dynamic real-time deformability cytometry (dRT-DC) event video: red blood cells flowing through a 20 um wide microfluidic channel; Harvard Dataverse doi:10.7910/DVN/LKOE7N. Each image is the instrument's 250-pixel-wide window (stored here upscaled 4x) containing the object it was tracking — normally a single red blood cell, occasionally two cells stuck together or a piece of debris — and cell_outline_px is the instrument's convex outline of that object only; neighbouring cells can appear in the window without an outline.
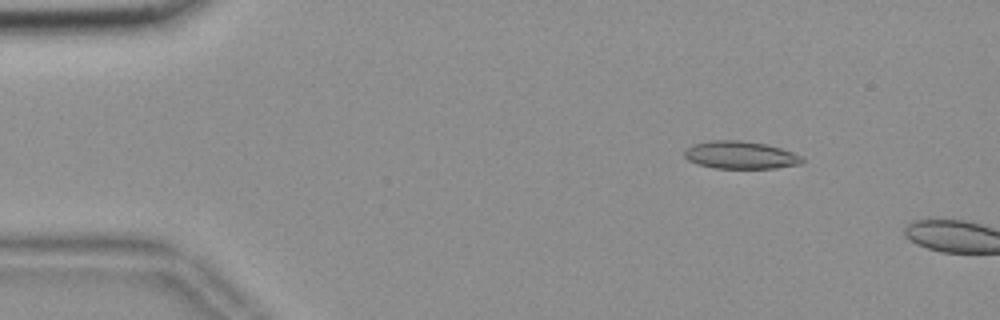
{"species": "common noctule bat (a hibernating species)", "species_latin": "Nyctalus noctula", "temperature_condition": "room temperature", "stored_images_in_passage": 3, "camera_frame_rate_fps": 3000, "um_per_image_px": 0.085, "animal": {"sex": "female", "body_mass_g": 18.4}, "frame": {"image": 1, "passage_image": 1, "time_ms": 0.0, "image_size_px": [1000, 320], "cell_outline_px": [[804, 164], [776, 168], [712, 168], [696, 164], [688, 160], [684, 156], [684, 152], [692, 144], [712, 140], [740, 140], [768, 144], [804, 156]], "centroid_in_image_um": [62.97, 13.18], "position_along_channel_um": 22.0, "area_um2": 19.25}}